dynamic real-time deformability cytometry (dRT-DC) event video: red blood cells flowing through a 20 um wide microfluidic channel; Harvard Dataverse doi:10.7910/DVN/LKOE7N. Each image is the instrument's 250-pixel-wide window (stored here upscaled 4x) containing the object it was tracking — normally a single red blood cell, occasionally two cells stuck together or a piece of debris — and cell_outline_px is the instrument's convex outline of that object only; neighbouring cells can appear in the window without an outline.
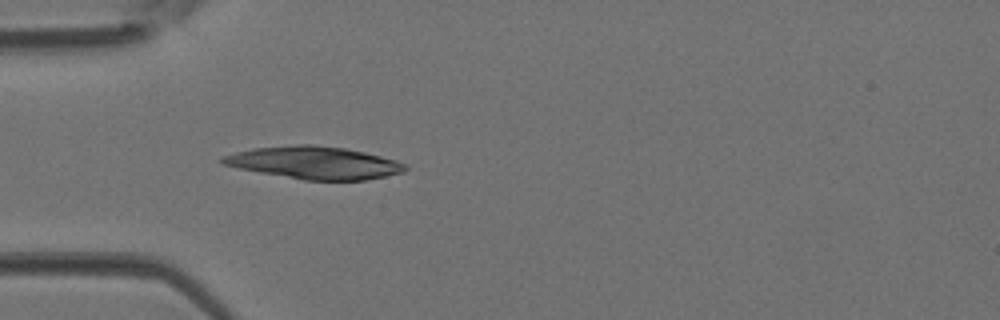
{"species": "Egyptian fruit bat (a non-hibernating species)", "species_latin": "Rousettus aegyptiacus", "temperature_condition": "room temperature", "stored_images_in_passage": 21, "camera_frame_rate_fps": 3000, "um_per_image_px": 0.085, "animal": {"sex": "female"}, "frame": {"image": 1, "passage_image": 3, "time_ms": 0.667, "image_size_px": [1000, 320], "cell_outline_px": [[408, 168], [404, 172], [364, 180], [304, 180], [260, 172], [240, 168], [224, 164], [220, 160], [224, 156], [236, 152], [252, 148], [296, 144], [312, 144], [344, 148], [364, 152], [396, 160], [404, 164]], "centroid_in_image_um": [26.74, 13.82], "position_along_channel_um": 58.3, "area_um2": 34.22}}
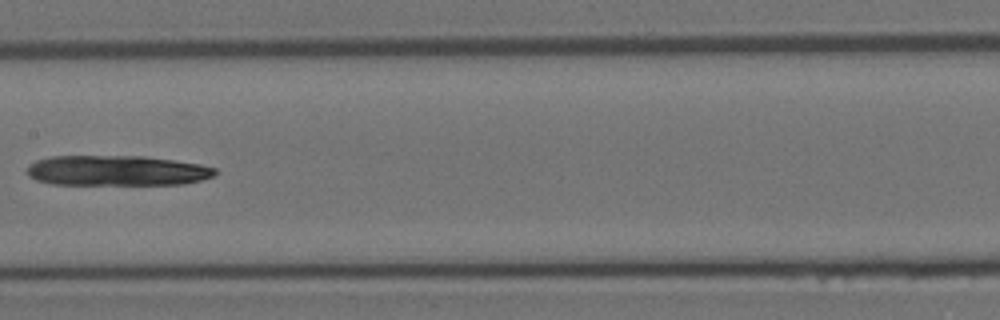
{"frame": {"image": 2, "passage_image": 12, "time_ms": 3.667, "image_size_px": [1000, 320], "cell_outline_px": [[216, 172], [212, 176], [200, 180], [184, 184], [52, 184], [36, 180], [28, 176], [24, 172], [28, 164], [36, 160], [52, 156], [144, 156], [200, 164], [216, 168]], "centroid_in_image_um": [9.86, 14.5], "position_along_channel_um": 197.5, "area_um2": 33.23}}
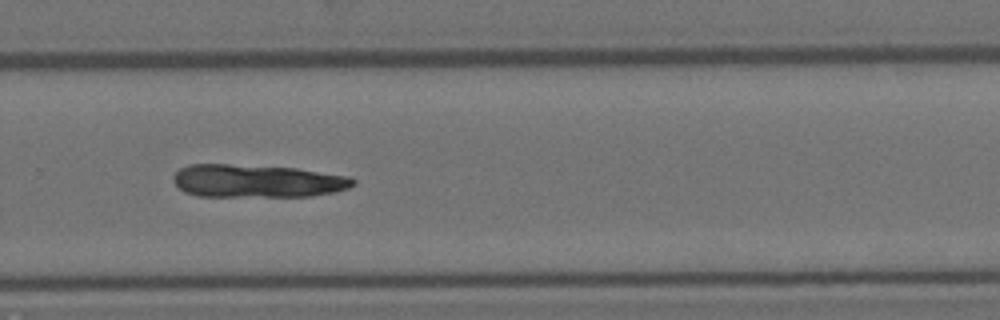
{"frame": {"image": 3, "passage_image": 19, "time_ms": 6.0, "image_size_px": [1000, 320], "cell_outline_px": [[356, 184], [348, 188], [332, 192], [308, 196], [196, 196], [184, 192], [172, 180], [172, 176], [180, 168], [188, 164], [228, 164], [296, 168], [348, 176], [356, 180]], "centroid_in_image_um": [21.81, 15.38], "position_along_channel_um": 308.0, "area_um2": 34.51}}